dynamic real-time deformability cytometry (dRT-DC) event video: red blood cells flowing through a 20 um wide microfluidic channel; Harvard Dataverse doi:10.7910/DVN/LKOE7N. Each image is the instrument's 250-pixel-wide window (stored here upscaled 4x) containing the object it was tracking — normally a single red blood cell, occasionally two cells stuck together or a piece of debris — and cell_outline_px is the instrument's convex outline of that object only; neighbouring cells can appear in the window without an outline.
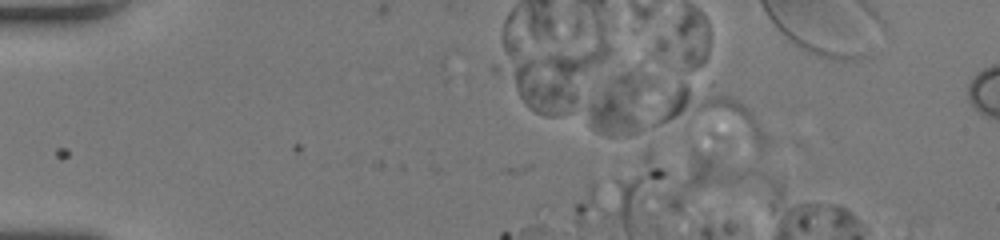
{"species": "human", "species_latin": "Homo sapiens", "temperature_condition": "room temperature", "stored_images_in_passage": 2, "camera_frame_rate_fps": 3000, "um_per_image_px": 0.085, "donor": {"sex": "female"}, "frame": {"image": 1, "passage_image": 1, "time_ms": 0.0, "image_size_px": [1000, 240], "cell_outline_px": [[652, 84], [644, 124], [636, 132], [628, 136], [608, 136], [596, 132], [592, 128], [592, 104], [608, 80], [624, 72], [628, 72], [652, 76]], "centroid_in_image_um": [52.87, 8.92], "position_along_channel_um": 32.1, "area_um2": 21.85}}